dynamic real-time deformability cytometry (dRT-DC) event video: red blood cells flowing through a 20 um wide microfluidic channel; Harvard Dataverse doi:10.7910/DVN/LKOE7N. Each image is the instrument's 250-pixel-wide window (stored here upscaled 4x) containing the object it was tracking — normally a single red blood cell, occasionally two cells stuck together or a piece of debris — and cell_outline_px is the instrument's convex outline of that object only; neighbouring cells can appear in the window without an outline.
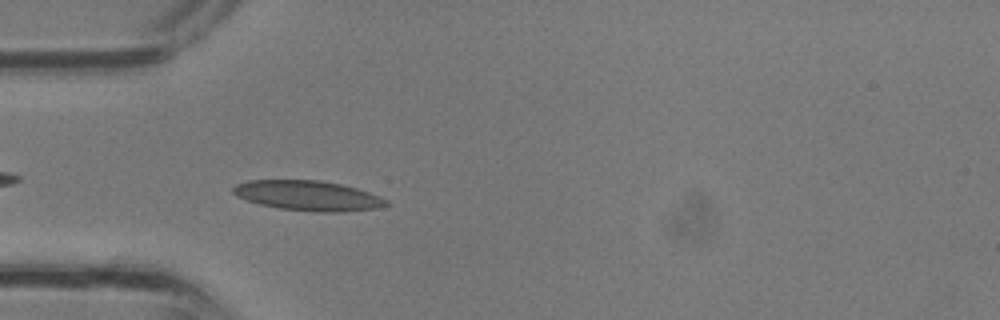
{"species": "common noctule bat (a hibernating species)", "species_latin": "Nyctalus noctula", "temperature_condition": "room temperature", "stored_images_in_passage": 33, "camera_frame_rate_fps": 3000, "um_per_image_px": 0.085, "animal": {"sex": "male", "body_mass_g": 13.3}, "frame": {"image": 1, "passage_image": 9, "time_ms": 2.667, "image_size_px": [1000, 320], "cell_outline_px": [[388, 204], [376, 208], [344, 212], [316, 212], [280, 208], [260, 204], [236, 196], [232, 192], [232, 188], [236, 184], [248, 180], [320, 180], [340, 184], [356, 188], [380, 196], [388, 200]], "centroid_in_image_um": [26.17, 16.63], "position_along_channel_um": 58.8, "area_um2": 26.65}}
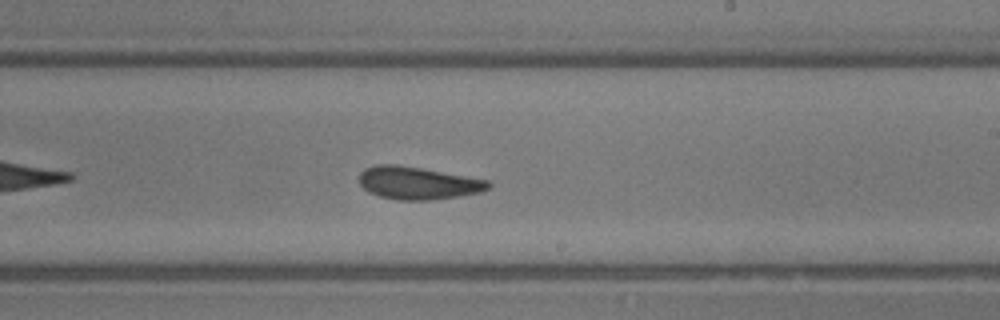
{"frame": {"image": 2, "passage_image": 19, "time_ms": 6.0, "image_size_px": [1000, 320], "cell_outline_px": [[492, 188], [480, 192], [460, 196], [428, 200], [396, 200], [380, 196], [368, 192], [360, 184], [360, 172], [364, 168], [376, 164], [396, 164], [420, 168], [488, 180], [492, 184]], "centroid_in_image_um": [35.52, 15.56], "position_along_channel_um": 253.5, "area_um2": 24.57}}
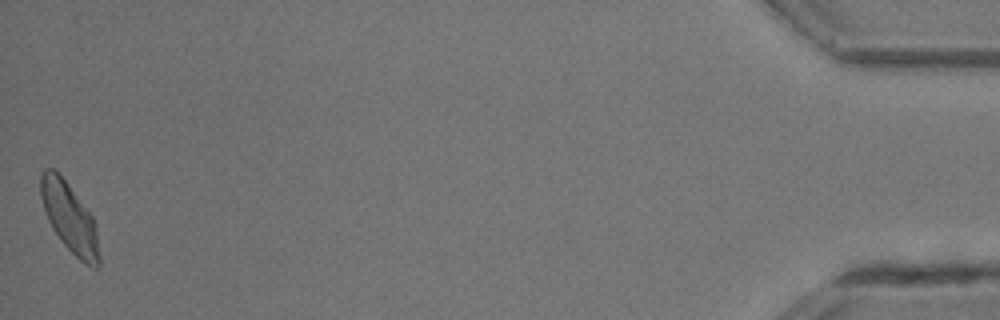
{"frame": {"image": 3, "passage_image": 33, "time_ms": 10.667, "image_size_px": [1000, 320], "cell_outline_px": [[100, 264], [96, 268], [92, 268], [80, 260], [60, 240], [52, 228], [48, 220], [40, 196], [40, 172], [44, 168], [52, 168], [68, 184], [92, 216], [96, 224], [100, 256]], "centroid_in_image_um": [5.91, 18.52], "position_along_channel_um": 429.3, "area_um2": 23.52}}